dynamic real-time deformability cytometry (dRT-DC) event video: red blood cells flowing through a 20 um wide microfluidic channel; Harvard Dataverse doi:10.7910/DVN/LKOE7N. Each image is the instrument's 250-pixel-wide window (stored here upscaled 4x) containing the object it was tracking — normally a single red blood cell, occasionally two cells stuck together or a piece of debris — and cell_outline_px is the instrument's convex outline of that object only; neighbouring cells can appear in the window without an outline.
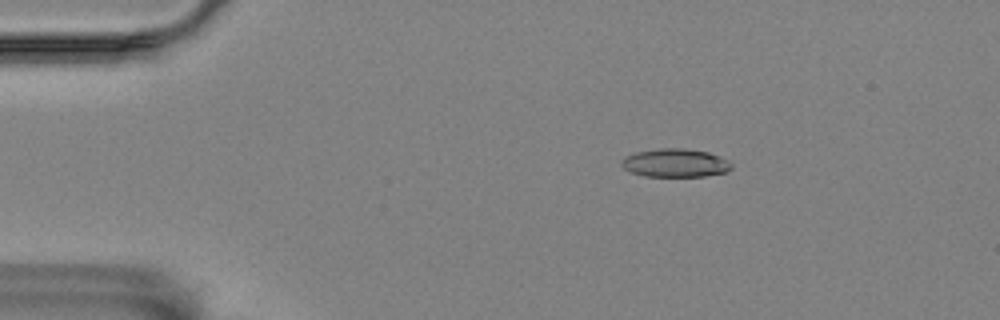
{"species": "Egyptian fruit bat (a non-hibernating species)", "species_latin": "Rousettus aegyptiacus", "temperature_condition": "room temperature", "stored_images_in_passage": 4, "camera_frame_rate_fps": 3000, "um_per_image_px": 0.085, "animal": {"sex": "female"}, "frame": {"image": 1, "passage_image": 2, "time_ms": 1.333, "image_size_px": [1000, 320], "cell_outline_px": [[732, 168], [724, 172], [704, 176], [644, 176], [632, 172], [624, 168], [620, 164], [620, 160], [636, 152], [660, 148], [684, 148], [708, 152], [720, 156], [732, 164]], "centroid_in_image_um": [57.39, 13.84], "position_along_channel_um": 27.6, "area_um2": 18.03}}